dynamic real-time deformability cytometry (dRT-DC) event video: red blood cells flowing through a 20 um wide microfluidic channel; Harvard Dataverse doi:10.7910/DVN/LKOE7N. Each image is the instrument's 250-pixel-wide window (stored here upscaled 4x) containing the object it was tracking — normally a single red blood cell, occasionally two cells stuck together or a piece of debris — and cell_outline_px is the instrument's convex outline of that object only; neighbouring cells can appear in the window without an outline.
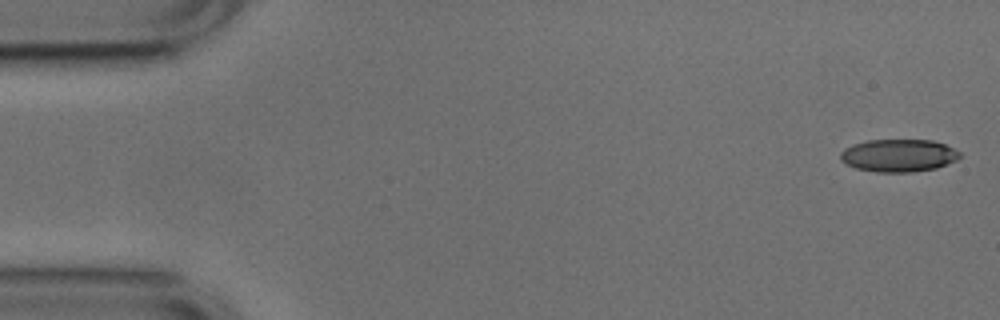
{"species": "common noctule bat (a hibernating species)", "species_latin": "Nyctalus noctula", "temperature_condition": "cold", "stored_images_in_passage": 52, "camera_frame_rate_fps": 3000, "um_per_image_px": 0.085, "animal": {"sex": "male", "body_mass_g": 17.9, "forearm_length_mm": 54.2}, "frame": {"image": 1, "passage_image": 1, "time_ms": 0.0, "image_size_px": [1000, 320], "cell_outline_px": [[960, 156], [956, 160], [936, 168], [912, 172], [876, 172], [856, 168], [840, 160], [840, 152], [844, 148], [852, 144], [868, 140], [932, 140], [944, 144], [960, 152]], "centroid_in_image_um": [76.35, 13.21], "position_along_channel_um": 8.6, "area_um2": 22.66}}
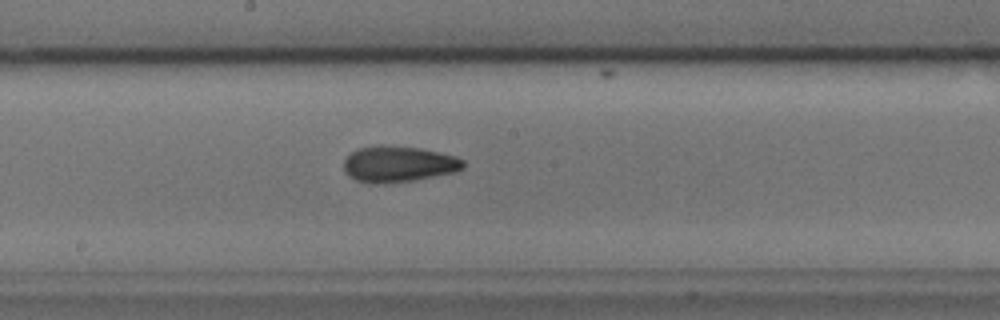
{"frame": {"image": 2, "passage_image": 27, "time_ms": 8.667, "image_size_px": [1000, 320], "cell_outline_px": [[464, 168], [456, 172], [416, 180], [384, 184], [368, 184], [356, 180], [348, 176], [344, 172], [344, 160], [352, 152], [360, 148], [420, 148], [440, 152], [456, 156], [464, 160]], "centroid_in_image_um": [33.91, 14.01], "position_along_channel_um": 214.3, "area_um2": 24.68}}
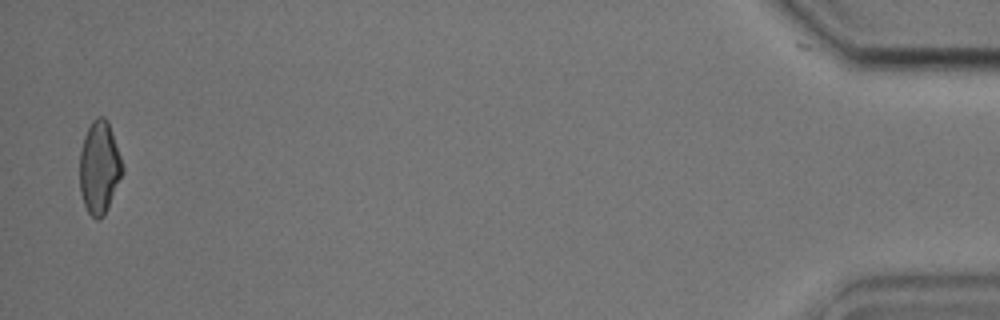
{"frame": {"image": 3, "passage_image": 51, "time_ms": 16.667, "image_size_px": [1000, 320], "cell_outline_px": [[124, 172], [108, 208], [104, 216], [100, 220], [96, 220], [88, 212], [84, 204], [80, 192], [80, 152], [84, 136], [92, 120], [96, 116], [104, 116], [108, 120], [124, 168]], "centroid_in_image_um": [8.45, 14.24], "position_along_channel_um": 426.7, "area_um2": 23.24}, "authors_computed_cell_mechanics": {"area_um2": 23.5824, "velocity_mm_per_s": 3.7846, "shape_relaxation_time_tau1_ms": 6.9436, "shape_relaxation_time_tau2_ms": 2.7487, "deformation_change_tau1": 0.1766, "deformation_change_tau2": 0.1044}}